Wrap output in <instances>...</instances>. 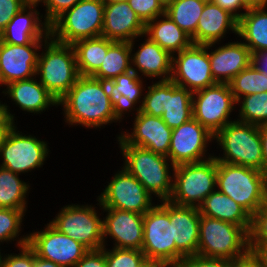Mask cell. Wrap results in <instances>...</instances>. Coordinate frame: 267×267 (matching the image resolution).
<instances>
[{
	"label": "cell",
	"mask_w": 267,
	"mask_h": 267,
	"mask_svg": "<svg viewBox=\"0 0 267 267\" xmlns=\"http://www.w3.org/2000/svg\"><path fill=\"white\" fill-rule=\"evenodd\" d=\"M67 125L99 129L124 120L110 102L106 81L79 76L67 94L58 102ZM122 120V121H121Z\"/></svg>",
	"instance_id": "obj_1"
},
{
	"label": "cell",
	"mask_w": 267,
	"mask_h": 267,
	"mask_svg": "<svg viewBox=\"0 0 267 267\" xmlns=\"http://www.w3.org/2000/svg\"><path fill=\"white\" fill-rule=\"evenodd\" d=\"M116 139L124 159L123 168L155 196V200H169L173 191L174 172V165L169 158L142 147L129 145L120 136Z\"/></svg>",
	"instance_id": "obj_2"
},
{
	"label": "cell",
	"mask_w": 267,
	"mask_h": 267,
	"mask_svg": "<svg viewBox=\"0 0 267 267\" xmlns=\"http://www.w3.org/2000/svg\"><path fill=\"white\" fill-rule=\"evenodd\" d=\"M39 52L36 78L59 102L80 76L76 54L72 45L63 44L49 37Z\"/></svg>",
	"instance_id": "obj_3"
},
{
	"label": "cell",
	"mask_w": 267,
	"mask_h": 267,
	"mask_svg": "<svg viewBox=\"0 0 267 267\" xmlns=\"http://www.w3.org/2000/svg\"><path fill=\"white\" fill-rule=\"evenodd\" d=\"M216 188L251 216L267 202V175L254 168L217 162Z\"/></svg>",
	"instance_id": "obj_4"
},
{
	"label": "cell",
	"mask_w": 267,
	"mask_h": 267,
	"mask_svg": "<svg viewBox=\"0 0 267 267\" xmlns=\"http://www.w3.org/2000/svg\"><path fill=\"white\" fill-rule=\"evenodd\" d=\"M249 230L201 215L197 255L232 261L242 258L250 251Z\"/></svg>",
	"instance_id": "obj_5"
},
{
	"label": "cell",
	"mask_w": 267,
	"mask_h": 267,
	"mask_svg": "<svg viewBox=\"0 0 267 267\" xmlns=\"http://www.w3.org/2000/svg\"><path fill=\"white\" fill-rule=\"evenodd\" d=\"M223 155H214L217 162L241 165L263 172L262 143L259 126L234 120L215 136Z\"/></svg>",
	"instance_id": "obj_6"
},
{
	"label": "cell",
	"mask_w": 267,
	"mask_h": 267,
	"mask_svg": "<svg viewBox=\"0 0 267 267\" xmlns=\"http://www.w3.org/2000/svg\"><path fill=\"white\" fill-rule=\"evenodd\" d=\"M104 7L100 0H80L50 24V37L72 45L82 39L101 36Z\"/></svg>",
	"instance_id": "obj_7"
},
{
	"label": "cell",
	"mask_w": 267,
	"mask_h": 267,
	"mask_svg": "<svg viewBox=\"0 0 267 267\" xmlns=\"http://www.w3.org/2000/svg\"><path fill=\"white\" fill-rule=\"evenodd\" d=\"M217 161H204L174 166L173 191L169 201L179 206L199 207L216 189Z\"/></svg>",
	"instance_id": "obj_8"
},
{
	"label": "cell",
	"mask_w": 267,
	"mask_h": 267,
	"mask_svg": "<svg viewBox=\"0 0 267 267\" xmlns=\"http://www.w3.org/2000/svg\"><path fill=\"white\" fill-rule=\"evenodd\" d=\"M157 202L144 214L142 252L149 263L178 262L184 256L176 249L169 220V200Z\"/></svg>",
	"instance_id": "obj_9"
},
{
	"label": "cell",
	"mask_w": 267,
	"mask_h": 267,
	"mask_svg": "<svg viewBox=\"0 0 267 267\" xmlns=\"http://www.w3.org/2000/svg\"><path fill=\"white\" fill-rule=\"evenodd\" d=\"M92 204L63 206L49 223L59 232L81 243L88 250H99L103 245L102 213ZM99 213V214H98Z\"/></svg>",
	"instance_id": "obj_10"
},
{
	"label": "cell",
	"mask_w": 267,
	"mask_h": 267,
	"mask_svg": "<svg viewBox=\"0 0 267 267\" xmlns=\"http://www.w3.org/2000/svg\"><path fill=\"white\" fill-rule=\"evenodd\" d=\"M17 129L14 124L0 143V166L21 175L43 167L50 150L45 140Z\"/></svg>",
	"instance_id": "obj_11"
},
{
	"label": "cell",
	"mask_w": 267,
	"mask_h": 267,
	"mask_svg": "<svg viewBox=\"0 0 267 267\" xmlns=\"http://www.w3.org/2000/svg\"><path fill=\"white\" fill-rule=\"evenodd\" d=\"M235 106L236 100L229 84L216 83L193 92V118L214 136L224 126L236 120L230 117Z\"/></svg>",
	"instance_id": "obj_12"
},
{
	"label": "cell",
	"mask_w": 267,
	"mask_h": 267,
	"mask_svg": "<svg viewBox=\"0 0 267 267\" xmlns=\"http://www.w3.org/2000/svg\"><path fill=\"white\" fill-rule=\"evenodd\" d=\"M120 168L96 200L102 208L145 214L155 205L153 196L133 175Z\"/></svg>",
	"instance_id": "obj_13"
},
{
	"label": "cell",
	"mask_w": 267,
	"mask_h": 267,
	"mask_svg": "<svg viewBox=\"0 0 267 267\" xmlns=\"http://www.w3.org/2000/svg\"><path fill=\"white\" fill-rule=\"evenodd\" d=\"M170 80L191 92L216 84L210 67L209 44H192L172 55Z\"/></svg>",
	"instance_id": "obj_14"
},
{
	"label": "cell",
	"mask_w": 267,
	"mask_h": 267,
	"mask_svg": "<svg viewBox=\"0 0 267 267\" xmlns=\"http://www.w3.org/2000/svg\"><path fill=\"white\" fill-rule=\"evenodd\" d=\"M210 142H214V135L191 118L172 129L168 158L174 166L207 160L214 157V152H208Z\"/></svg>",
	"instance_id": "obj_15"
},
{
	"label": "cell",
	"mask_w": 267,
	"mask_h": 267,
	"mask_svg": "<svg viewBox=\"0 0 267 267\" xmlns=\"http://www.w3.org/2000/svg\"><path fill=\"white\" fill-rule=\"evenodd\" d=\"M28 234V245L35 254L62 267H73L89 250L73 238L59 232L50 223Z\"/></svg>",
	"instance_id": "obj_16"
},
{
	"label": "cell",
	"mask_w": 267,
	"mask_h": 267,
	"mask_svg": "<svg viewBox=\"0 0 267 267\" xmlns=\"http://www.w3.org/2000/svg\"><path fill=\"white\" fill-rule=\"evenodd\" d=\"M100 210L106 216L103 217V245L108 246L107 238L113 240V247L142 249L143 244V218L144 214L131 211L102 208L100 202Z\"/></svg>",
	"instance_id": "obj_17"
},
{
	"label": "cell",
	"mask_w": 267,
	"mask_h": 267,
	"mask_svg": "<svg viewBox=\"0 0 267 267\" xmlns=\"http://www.w3.org/2000/svg\"><path fill=\"white\" fill-rule=\"evenodd\" d=\"M133 128L122 131L120 136L127 144L148 149L154 153L168 157L172 129L162 120L136 110L134 113Z\"/></svg>",
	"instance_id": "obj_18"
},
{
	"label": "cell",
	"mask_w": 267,
	"mask_h": 267,
	"mask_svg": "<svg viewBox=\"0 0 267 267\" xmlns=\"http://www.w3.org/2000/svg\"><path fill=\"white\" fill-rule=\"evenodd\" d=\"M42 45H14L0 40V86L5 87L14 81L36 76L37 61Z\"/></svg>",
	"instance_id": "obj_19"
},
{
	"label": "cell",
	"mask_w": 267,
	"mask_h": 267,
	"mask_svg": "<svg viewBox=\"0 0 267 267\" xmlns=\"http://www.w3.org/2000/svg\"><path fill=\"white\" fill-rule=\"evenodd\" d=\"M39 5L26 4L7 24L0 40L7 44H43L50 37V25L38 11Z\"/></svg>",
	"instance_id": "obj_20"
},
{
	"label": "cell",
	"mask_w": 267,
	"mask_h": 267,
	"mask_svg": "<svg viewBox=\"0 0 267 267\" xmlns=\"http://www.w3.org/2000/svg\"><path fill=\"white\" fill-rule=\"evenodd\" d=\"M145 24L140 20L127 1L105 4L101 36L117 42H131L142 38Z\"/></svg>",
	"instance_id": "obj_21"
},
{
	"label": "cell",
	"mask_w": 267,
	"mask_h": 267,
	"mask_svg": "<svg viewBox=\"0 0 267 267\" xmlns=\"http://www.w3.org/2000/svg\"><path fill=\"white\" fill-rule=\"evenodd\" d=\"M143 37L146 38H144L143 43L137 45L138 50L136 52L135 42H139L137 40L139 38L130 42L131 69L143 79L148 77L152 81L153 79L156 81L155 78L157 80L159 79V81L170 80L172 73V55L145 34Z\"/></svg>",
	"instance_id": "obj_22"
},
{
	"label": "cell",
	"mask_w": 267,
	"mask_h": 267,
	"mask_svg": "<svg viewBox=\"0 0 267 267\" xmlns=\"http://www.w3.org/2000/svg\"><path fill=\"white\" fill-rule=\"evenodd\" d=\"M216 44H209L212 77L216 83L229 84L236 75L252 63V54L242 40L228 42L219 47ZM212 47L215 48L212 49Z\"/></svg>",
	"instance_id": "obj_23"
},
{
	"label": "cell",
	"mask_w": 267,
	"mask_h": 267,
	"mask_svg": "<svg viewBox=\"0 0 267 267\" xmlns=\"http://www.w3.org/2000/svg\"><path fill=\"white\" fill-rule=\"evenodd\" d=\"M200 219L198 207L179 206L169 201V220L173 238L176 249L184 257L197 255Z\"/></svg>",
	"instance_id": "obj_24"
},
{
	"label": "cell",
	"mask_w": 267,
	"mask_h": 267,
	"mask_svg": "<svg viewBox=\"0 0 267 267\" xmlns=\"http://www.w3.org/2000/svg\"><path fill=\"white\" fill-rule=\"evenodd\" d=\"M237 26L238 20L232 14L207 0L191 41L195 45H219L229 31L237 36Z\"/></svg>",
	"instance_id": "obj_25"
},
{
	"label": "cell",
	"mask_w": 267,
	"mask_h": 267,
	"mask_svg": "<svg viewBox=\"0 0 267 267\" xmlns=\"http://www.w3.org/2000/svg\"><path fill=\"white\" fill-rule=\"evenodd\" d=\"M1 93L9 97L13 105L18 106L22 111L41 114L48 111L49 107L58 106L56 99L40 83L36 76L9 83Z\"/></svg>",
	"instance_id": "obj_26"
},
{
	"label": "cell",
	"mask_w": 267,
	"mask_h": 267,
	"mask_svg": "<svg viewBox=\"0 0 267 267\" xmlns=\"http://www.w3.org/2000/svg\"><path fill=\"white\" fill-rule=\"evenodd\" d=\"M143 84V78L138 76L134 70L120 74L113 80L106 81L110 102L122 117L124 116L125 118L127 113L130 115L129 113L132 111L134 112L141 108L144 98L143 93L146 90Z\"/></svg>",
	"instance_id": "obj_27"
},
{
	"label": "cell",
	"mask_w": 267,
	"mask_h": 267,
	"mask_svg": "<svg viewBox=\"0 0 267 267\" xmlns=\"http://www.w3.org/2000/svg\"><path fill=\"white\" fill-rule=\"evenodd\" d=\"M145 35L171 55L193 44L191 37L165 13L145 25Z\"/></svg>",
	"instance_id": "obj_28"
},
{
	"label": "cell",
	"mask_w": 267,
	"mask_h": 267,
	"mask_svg": "<svg viewBox=\"0 0 267 267\" xmlns=\"http://www.w3.org/2000/svg\"><path fill=\"white\" fill-rule=\"evenodd\" d=\"M200 215L233 223L240 227H251V215L229 196L217 188L198 207Z\"/></svg>",
	"instance_id": "obj_29"
},
{
	"label": "cell",
	"mask_w": 267,
	"mask_h": 267,
	"mask_svg": "<svg viewBox=\"0 0 267 267\" xmlns=\"http://www.w3.org/2000/svg\"><path fill=\"white\" fill-rule=\"evenodd\" d=\"M267 4L248 8L238 20L237 37L250 49L251 54L267 50ZM245 41V42H244Z\"/></svg>",
	"instance_id": "obj_30"
},
{
	"label": "cell",
	"mask_w": 267,
	"mask_h": 267,
	"mask_svg": "<svg viewBox=\"0 0 267 267\" xmlns=\"http://www.w3.org/2000/svg\"><path fill=\"white\" fill-rule=\"evenodd\" d=\"M193 92L178 86L171 80L165 81V102L162 120L171 129L179 127L193 118Z\"/></svg>",
	"instance_id": "obj_31"
},
{
	"label": "cell",
	"mask_w": 267,
	"mask_h": 267,
	"mask_svg": "<svg viewBox=\"0 0 267 267\" xmlns=\"http://www.w3.org/2000/svg\"><path fill=\"white\" fill-rule=\"evenodd\" d=\"M114 41L99 36L76 41L72 44L80 76H93L100 68L108 47Z\"/></svg>",
	"instance_id": "obj_32"
},
{
	"label": "cell",
	"mask_w": 267,
	"mask_h": 267,
	"mask_svg": "<svg viewBox=\"0 0 267 267\" xmlns=\"http://www.w3.org/2000/svg\"><path fill=\"white\" fill-rule=\"evenodd\" d=\"M29 184L19 174L0 166V208L27 210Z\"/></svg>",
	"instance_id": "obj_33"
},
{
	"label": "cell",
	"mask_w": 267,
	"mask_h": 267,
	"mask_svg": "<svg viewBox=\"0 0 267 267\" xmlns=\"http://www.w3.org/2000/svg\"><path fill=\"white\" fill-rule=\"evenodd\" d=\"M130 70H132L130 43L114 41L108 47L99 70L92 77L102 81H110Z\"/></svg>",
	"instance_id": "obj_34"
},
{
	"label": "cell",
	"mask_w": 267,
	"mask_h": 267,
	"mask_svg": "<svg viewBox=\"0 0 267 267\" xmlns=\"http://www.w3.org/2000/svg\"><path fill=\"white\" fill-rule=\"evenodd\" d=\"M207 0H168L165 14L190 37L196 33L198 20Z\"/></svg>",
	"instance_id": "obj_35"
},
{
	"label": "cell",
	"mask_w": 267,
	"mask_h": 267,
	"mask_svg": "<svg viewBox=\"0 0 267 267\" xmlns=\"http://www.w3.org/2000/svg\"><path fill=\"white\" fill-rule=\"evenodd\" d=\"M236 102L243 96L267 91V75L252 63L229 83Z\"/></svg>",
	"instance_id": "obj_36"
},
{
	"label": "cell",
	"mask_w": 267,
	"mask_h": 267,
	"mask_svg": "<svg viewBox=\"0 0 267 267\" xmlns=\"http://www.w3.org/2000/svg\"><path fill=\"white\" fill-rule=\"evenodd\" d=\"M26 212L27 210L0 208V245L16 241L18 248L28 244V233L20 236Z\"/></svg>",
	"instance_id": "obj_37"
},
{
	"label": "cell",
	"mask_w": 267,
	"mask_h": 267,
	"mask_svg": "<svg viewBox=\"0 0 267 267\" xmlns=\"http://www.w3.org/2000/svg\"><path fill=\"white\" fill-rule=\"evenodd\" d=\"M240 122L262 125L267 124V91L241 97L237 102Z\"/></svg>",
	"instance_id": "obj_38"
},
{
	"label": "cell",
	"mask_w": 267,
	"mask_h": 267,
	"mask_svg": "<svg viewBox=\"0 0 267 267\" xmlns=\"http://www.w3.org/2000/svg\"><path fill=\"white\" fill-rule=\"evenodd\" d=\"M105 260L107 267H145L147 261L142 250L105 247Z\"/></svg>",
	"instance_id": "obj_39"
},
{
	"label": "cell",
	"mask_w": 267,
	"mask_h": 267,
	"mask_svg": "<svg viewBox=\"0 0 267 267\" xmlns=\"http://www.w3.org/2000/svg\"><path fill=\"white\" fill-rule=\"evenodd\" d=\"M144 94L142 106L139 110L151 116L162 117L165 102V81H152Z\"/></svg>",
	"instance_id": "obj_40"
},
{
	"label": "cell",
	"mask_w": 267,
	"mask_h": 267,
	"mask_svg": "<svg viewBox=\"0 0 267 267\" xmlns=\"http://www.w3.org/2000/svg\"><path fill=\"white\" fill-rule=\"evenodd\" d=\"M249 245L267 246V202L251 217Z\"/></svg>",
	"instance_id": "obj_41"
},
{
	"label": "cell",
	"mask_w": 267,
	"mask_h": 267,
	"mask_svg": "<svg viewBox=\"0 0 267 267\" xmlns=\"http://www.w3.org/2000/svg\"><path fill=\"white\" fill-rule=\"evenodd\" d=\"M127 2L145 25L165 13V4L161 0H127Z\"/></svg>",
	"instance_id": "obj_42"
},
{
	"label": "cell",
	"mask_w": 267,
	"mask_h": 267,
	"mask_svg": "<svg viewBox=\"0 0 267 267\" xmlns=\"http://www.w3.org/2000/svg\"><path fill=\"white\" fill-rule=\"evenodd\" d=\"M178 265L179 267H232L233 261L193 255L183 257L180 261H178Z\"/></svg>",
	"instance_id": "obj_43"
},
{
	"label": "cell",
	"mask_w": 267,
	"mask_h": 267,
	"mask_svg": "<svg viewBox=\"0 0 267 267\" xmlns=\"http://www.w3.org/2000/svg\"><path fill=\"white\" fill-rule=\"evenodd\" d=\"M18 250V254H5L2 267H33V249L26 244Z\"/></svg>",
	"instance_id": "obj_44"
},
{
	"label": "cell",
	"mask_w": 267,
	"mask_h": 267,
	"mask_svg": "<svg viewBox=\"0 0 267 267\" xmlns=\"http://www.w3.org/2000/svg\"><path fill=\"white\" fill-rule=\"evenodd\" d=\"M80 0H44L41 3L45 8V14L43 20L49 25L64 11L72 8Z\"/></svg>",
	"instance_id": "obj_45"
},
{
	"label": "cell",
	"mask_w": 267,
	"mask_h": 267,
	"mask_svg": "<svg viewBox=\"0 0 267 267\" xmlns=\"http://www.w3.org/2000/svg\"><path fill=\"white\" fill-rule=\"evenodd\" d=\"M25 5L22 0H0V34Z\"/></svg>",
	"instance_id": "obj_46"
},
{
	"label": "cell",
	"mask_w": 267,
	"mask_h": 267,
	"mask_svg": "<svg viewBox=\"0 0 267 267\" xmlns=\"http://www.w3.org/2000/svg\"><path fill=\"white\" fill-rule=\"evenodd\" d=\"M73 267H107L105 247L89 250Z\"/></svg>",
	"instance_id": "obj_47"
},
{
	"label": "cell",
	"mask_w": 267,
	"mask_h": 267,
	"mask_svg": "<svg viewBox=\"0 0 267 267\" xmlns=\"http://www.w3.org/2000/svg\"><path fill=\"white\" fill-rule=\"evenodd\" d=\"M223 10L228 11L237 20H239L248 8L241 2V0H211ZM244 10V12H242Z\"/></svg>",
	"instance_id": "obj_48"
},
{
	"label": "cell",
	"mask_w": 267,
	"mask_h": 267,
	"mask_svg": "<svg viewBox=\"0 0 267 267\" xmlns=\"http://www.w3.org/2000/svg\"><path fill=\"white\" fill-rule=\"evenodd\" d=\"M250 253L259 262L261 267H267V246L249 245Z\"/></svg>",
	"instance_id": "obj_49"
},
{
	"label": "cell",
	"mask_w": 267,
	"mask_h": 267,
	"mask_svg": "<svg viewBox=\"0 0 267 267\" xmlns=\"http://www.w3.org/2000/svg\"><path fill=\"white\" fill-rule=\"evenodd\" d=\"M252 64L267 75V50L252 54Z\"/></svg>",
	"instance_id": "obj_50"
},
{
	"label": "cell",
	"mask_w": 267,
	"mask_h": 267,
	"mask_svg": "<svg viewBox=\"0 0 267 267\" xmlns=\"http://www.w3.org/2000/svg\"><path fill=\"white\" fill-rule=\"evenodd\" d=\"M259 133L262 143L263 173L267 175V124L259 125Z\"/></svg>",
	"instance_id": "obj_51"
},
{
	"label": "cell",
	"mask_w": 267,
	"mask_h": 267,
	"mask_svg": "<svg viewBox=\"0 0 267 267\" xmlns=\"http://www.w3.org/2000/svg\"><path fill=\"white\" fill-rule=\"evenodd\" d=\"M232 267H261L259 262L249 252L246 256L233 261Z\"/></svg>",
	"instance_id": "obj_52"
},
{
	"label": "cell",
	"mask_w": 267,
	"mask_h": 267,
	"mask_svg": "<svg viewBox=\"0 0 267 267\" xmlns=\"http://www.w3.org/2000/svg\"><path fill=\"white\" fill-rule=\"evenodd\" d=\"M14 124L15 123L6 113L0 118V143L6 138L7 133Z\"/></svg>",
	"instance_id": "obj_53"
},
{
	"label": "cell",
	"mask_w": 267,
	"mask_h": 267,
	"mask_svg": "<svg viewBox=\"0 0 267 267\" xmlns=\"http://www.w3.org/2000/svg\"><path fill=\"white\" fill-rule=\"evenodd\" d=\"M33 267H62V266L37 256L33 250Z\"/></svg>",
	"instance_id": "obj_54"
},
{
	"label": "cell",
	"mask_w": 267,
	"mask_h": 267,
	"mask_svg": "<svg viewBox=\"0 0 267 267\" xmlns=\"http://www.w3.org/2000/svg\"><path fill=\"white\" fill-rule=\"evenodd\" d=\"M247 8L261 7L267 4V0H241Z\"/></svg>",
	"instance_id": "obj_55"
},
{
	"label": "cell",
	"mask_w": 267,
	"mask_h": 267,
	"mask_svg": "<svg viewBox=\"0 0 267 267\" xmlns=\"http://www.w3.org/2000/svg\"><path fill=\"white\" fill-rule=\"evenodd\" d=\"M11 111H10V106L9 105H7V103H5L4 102V104H3V102L0 100V118L6 113L11 119H12V121L14 122V123H16L15 122V114L13 115L12 113H10Z\"/></svg>",
	"instance_id": "obj_56"
},
{
	"label": "cell",
	"mask_w": 267,
	"mask_h": 267,
	"mask_svg": "<svg viewBox=\"0 0 267 267\" xmlns=\"http://www.w3.org/2000/svg\"><path fill=\"white\" fill-rule=\"evenodd\" d=\"M150 267H179L178 262L150 263Z\"/></svg>",
	"instance_id": "obj_57"
},
{
	"label": "cell",
	"mask_w": 267,
	"mask_h": 267,
	"mask_svg": "<svg viewBox=\"0 0 267 267\" xmlns=\"http://www.w3.org/2000/svg\"><path fill=\"white\" fill-rule=\"evenodd\" d=\"M25 4L28 5H39L42 3L44 0H22Z\"/></svg>",
	"instance_id": "obj_58"
},
{
	"label": "cell",
	"mask_w": 267,
	"mask_h": 267,
	"mask_svg": "<svg viewBox=\"0 0 267 267\" xmlns=\"http://www.w3.org/2000/svg\"><path fill=\"white\" fill-rule=\"evenodd\" d=\"M104 4L110 3V2H116V1H127V0H100Z\"/></svg>",
	"instance_id": "obj_59"
},
{
	"label": "cell",
	"mask_w": 267,
	"mask_h": 267,
	"mask_svg": "<svg viewBox=\"0 0 267 267\" xmlns=\"http://www.w3.org/2000/svg\"><path fill=\"white\" fill-rule=\"evenodd\" d=\"M0 251H1V250H0ZM4 256H5V254L3 255V254L0 252V267L3 266Z\"/></svg>",
	"instance_id": "obj_60"
},
{
	"label": "cell",
	"mask_w": 267,
	"mask_h": 267,
	"mask_svg": "<svg viewBox=\"0 0 267 267\" xmlns=\"http://www.w3.org/2000/svg\"><path fill=\"white\" fill-rule=\"evenodd\" d=\"M161 1H162L164 4H166L168 0H161Z\"/></svg>",
	"instance_id": "obj_61"
}]
</instances>
